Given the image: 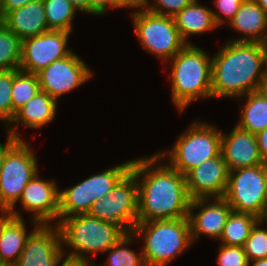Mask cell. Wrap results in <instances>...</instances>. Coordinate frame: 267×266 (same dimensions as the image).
<instances>
[{
    "instance_id": "12",
    "label": "cell",
    "mask_w": 267,
    "mask_h": 266,
    "mask_svg": "<svg viewBox=\"0 0 267 266\" xmlns=\"http://www.w3.org/2000/svg\"><path fill=\"white\" fill-rule=\"evenodd\" d=\"M80 58L72 52L37 72L41 90L58 101L59 97L83 85L93 74Z\"/></svg>"
},
{
    "instance_id": "13",
    "label": "cell",
    "mask_w": 267,
    "mask_h": 266,
    "mask_svg": "<svg viewBox=\"0 0 267 266\" xmlns=\"http://www.w3.org/2000/svg\"><path fill=\"white\" fill-rule=\"evenodd\" d=\"M70 32L49 30L22 41L19 69L36 74L56 60L69 56L67 47Z\"/></svg>"
},
{
    "instance_id": "22",
    "label": "cell",
    "mask_w": 267,
    "mask_h": 266,
    "mask_svg": "<svg viewBox=\"0 0 267 266\" xmlns=\"http://www.w3.org/2000/svg\"><path fill=\"white\" fill-rule=\"evenodd\" d=\"M27 234L25 221L8 213L0 215V263L13 266L24 249Z\"/></svg>"
},
{
    "instance_id": "1",
    "label": "cell",
    "mask_w": 267,
    "mask_h": 266,
    "mask_svg": "<svg viewBox=\"0 0 267 266\" xmlns=\"http://www.w3.org/2000/svg\"><path fill=\"white\" fill-rule=\"evenodd\" d=\"M161 159L156 153L133 160L131 171L138 183L137 223L188 217L191 199L185 175L162 164Z\"/></svg>"
},
{
    "instance_id": "35",
    "label": "cell",
    "mask_w": 267,
    "mask_h": 266,
    "mask_svg": "<svg viewBox=\"0 0 267 266\" xmlns=\"http://www.w3.org/2000/svg\"><path fill=\"white\" fill-rule=\"evenodd\" d=\"M109 7L119 8L115 0H89V14L104 15Z\"/></svg>"
},
{
    "instance_id": "17",
    "label": "cell",
    "mask_w": 267,
    "mask_h": 266,
    "mask_svg": "<svg viewBox=\"0 0 267 266\" xmlns=\"http://www.w3.org/2000/svg\"><path fill=\"white\" fill-rule=\"evenodd\" d=\"M197 208H199V211L194 214L193 209ZM232 211L223 197L214 198L210 201L209 198L191 200L188 219L192 243L196 238L199 239L200 234L219 240Z\"/></svg>"
},
{
    "instance_id": "27",
    "label": "cell",
    "mask_w": 267,
    "mask_h": 266,
    "mask_svg": "<svg viewBox=\"0 0 267 266\" xmlns=\"http://www.w3.org/2000/svg\"><path fill=\"white\" fill-rule=\"evenodd\" d=\"M49 30L72 33V20L79 12L68 0H43Z\"/></svg>"
},
{
    "instance_id": "41",
    "label": "cell",
    "mask_w": 267,
    "mask_h": 266,
    "mask_svg": "<svg viewBox=\"0 0 267 266\" xmlns=\"http://www.w3.org/2000/svg\"><path fill=\"white\" fill-rule=\"evenodd\" d=\"M80 12L89 14V0H68Z\"/></svg>"
},
{
    "instance_id": "45",
    "label": "cell",
    "mask_w": 267,
    "mask_h": 266,
    "mask_svg": "<svg viewBox=\"0 0 267 266\" xmlns=\"http://www.w3.org/2000/svg\"><path fill=\"white\" fill-rule=\"evenodd\" d=\"M263 222H265L266 221V223H267V207H266V211H265V213H264V216H263V218L261 219Z\"/></svg>"
},
{
    "instance_id": "24",
    "label": "cell",
    "mask_w": 267,
    "mask_h": 266,
    "mask_svg": "<svg viewBox=\"0 0 267 266\" xmlns=\"http://www.w3.org/2000/svg\"><path fill=\"white\" fill-rule=\"evenodd\" d=\"M247 97L236 124L251 134H257L267 127V93L261 89L242 96Z\"/></svg>"
},
{
    "instance_id": "21",
    "label": "cell",
    "mask_w": 267,
    "mask_h": 266,
    "mask_svg": "<svg viewBox=\"0 0 267 266\" xmlns=\"http://www.w3.org/2000/svg\"><path fill=\"white\" fill-rule=\"evenodd\" d=\"M229 25L244 36L232 41L267 44V13L255 0H244Z\"/></svg>"
},
{
    "instance_id": "37",
    "label": "cell",
    "mask_w": 267,
    "mask_h": 266,
    "mask_svg": "<svg viewBox=\"0 0 267 266\" xmlns=\"http://www.w3.org/2000/svg\"><path fill=\"white\" fill-rule=\"evenodd\" d=\"M257 145L263 161L267 160V127L256 134Z\"/></svg>"
},
{
    "instance_id": "20",
    "label": "cell",
    "mask_w": 267,
    "mask_h": 266,
    "mask_svg": "<svg viewBox=\"0 0 267 266\" xmlns=\"http://www.w3.org/2000/svg\"><path fill=\"white\" fill-rule=\"evenodd\" d=\"M0 21L21 41L49 31L43 0L10 11Z\"/></svg>"
},
{
    "instance_id": "42",
    "label": "cell",
    "mask_w": 267,
    "mask_h": 266,
    "mask_svg": "<svg viewBox=\"0 0 267 266\" xmlns=\"http://www.w3.org/2000/svg\"><path fill=\"white\" fill-rule=\"evenodd\" d=\"M261 165H262V172H263V177H264V187H265V192H266V197H267V160H265Z\"/></svg>"
},
{
    "instance_id": "6",
    "label": "cell",
    "mask_w": 267,
    "mask_h": 266,
    "mask_svg": "<svg viewBox=\"0 0 267 266\" xmlns=\"http://www.w3.org/2000/svg\"><path fill=\"white\" fill-rule=\"evenodd\" d=\"M221 135L215 126L206 122H194L168 151L157 152L162 160L166 156L167 163L176 171L185 175L188 171L208 159L221 154ZM170 152V153H169Z\"/></svg>"
},
{
    "instance_id": "4",
    "label": "cell",
    "mask_w": 267,
    "mask_h": 266,
    "mask_svg": "<svg viewBox=\"0 0 267 266\" xmlns=\"http://www.w3.org/2000/svg\"><path fill=\"white\" fill-rule=\"evenodd\" d=\"M132 233L144 239L146 266H167L192 244L188 217L139 222Z\"/></svg>"
},
{
    "instance_id": "2",
    "label": "cell",
    "mask_w": 267,
    "mask_h": 266,
    "mask_svg": "<svg viewBox=\"0 0 267 266\" xmlns=\"http://www.w3.org/2000/svg\"><path fill=\"white\" fill-rule=\"evenodd\" d=\"M266 82L267 46L264 43L229 40L212 57V98H242L263 89Z\"/></svg>"
},
{
    "instance_id": "44",
    "label": "cell",
    "mask_w": 267,
    "mask_h": 266,
    "mask_svg": "<svg viewBox=\"0 0 267 266\" xmlns=\"http://www.w3.org/2000/svg\"><path fill=\"white\" fill-rule=\"evenodd\" d=\"M257 4L267 13V0H255Z\"/></svg>"
},
{
    "instance_id": "40",
    "label": "cell",
    "mask_w": 267,
    "mask_h": 266,
    "mask_svg": "<svg viewBox=\"0 0 267 266\" xmlns=\"http://www.w3.org/2000/svg\"><path fill=\"white\" fill-rule=\"evenodd\" d=\"M17 141L12 135L7 133V143L0 142V171L2 168L3 160L5 157L6 151Z\"/></svg>"
},
{
    "instance_id": "14",
    "label": "cell",
    "mask_w": 267,
    "mask_h": 266,
    "mask_svg": "<svg viewBox=\"0 0 267 266\" xmlns=\"http://www.w3.org/2000/svg\"><path fill=\"white\" fill-rule=\"evenodd\" d=\"M54 225H35L13 266H55L64 255L60 229L57 224Z\"/></svg>"
},
{
    "instance_id": "32",
    "label": "cell",
    "mask_w": 267,
    "mask_h": 266,
    "mask_svg": "<svg viewBox=\"0 0 267 266\" xmlns=\"http://www.w3.org/2000/svg\"><path fill=\"white\" fill-rule=\"evenodd\" d=\"M217 260L219 266H249L248 258L241 246L221 244Z\"/></svg>"
},
{
    "instance_id": "9",
    "label": "cell",
    "mask_w": 267,
    "mask_h": 266,
    "mask_svg": "<svg viewBox=\"0 0 267 266\" xmlns=\"http://www.w3.org/2000/svg\"><path fill=\"white\" fill-rule=\"evenodd\" d=\"M136 36L149 53L164 62L172 59L187 43L181 38L174 17L139 9L130 14Z\"/></svg>"
},
{
    "instance_id": "43",
    "label": "cell",
    "mask_w": 267,
    "mask_h": 266,
    "mask_svg": "<svg viewBox=\"0 0 267 266\" xmlns=\"http://www.w3.org/2000/svg\"><path fill=\"white\" fill-rule=\"evenodd\" d=\"M251 266H267V258L259 259V260H253ZM250 266V263H249Z\"/></svg>"
},
{
    "instance_id": "18",
    "label": "cell",
    "mask_w": 267,
    "mask_h": 266,
    "mask_svg": "<svg viewBox=\"0 0 267 266\" xmlns=\"http://www.w3.org/2000/svg\"><path fill=\"white\" fill-rule=\"evenodd\" d=\"M221 154L229 172L261 165L264 162L259 153L256 135L239 128L237 125L229 134L224 135L222 133Z\"/></svg>"
},
{
    "instance_id": "19",
    "label": "cell",
    "mask_w": 267,
    "mask_h": 266,
    "mask_svg": "<svg viewBox=\"0 0 267 266\" xmlns=\"http://www.w3.org/2000/svg\"><path fill=\"white\" fill-rule=\"evenodd\" d=\"M57 103L58 101L56 99L40 90L15 113L14 118L6 126V133L12 135L17 140H22V137L16 131L18 123L24 124L25 127L41 129L42 126L48 124L55 118ZM11 124H14L16 127Z\"/></svg>"
},
{
    "instance_id": "11",
    "label": "cell",
    "mask_w": 267,
    "mask_h": 266,
    "mask_svg": "<svg viewBox=\"0 0 267 266\" xmlns=\"http://www.w3.org/2000/svg\"><path fill=\"white\" fill-rule=\"evenodd\" d=\"M223 198L234 212L249 213L261 220L267 207L262 165L230 171Z\"/></svg>"
},
{
    "instance_id": "28",
    "label": "cell",
    "mask_w": 267,
    "mask_h": 266,
    "mask_svg": "<svg viewBox=\"0 0 267 266\" xmlns=\"http://www.w3.org/2000/svg\"><path fill=\"white\" fill-rule=\"evenodd\" d=\"M22 41L0 21V70L19 69Z\"/></svg>"
},
{
    "instance_id": "30",
    "label": "cell",
    "mask_w": 267,
    "mask_h": 266,
    "mask_svg": "<svg viewBox=\"0 0 267 266\" xmlns=\"http://www.w3.org/2000/svg\"><path fill=\"white\" fill-rule=\"evenodd\" d=\"M262 223V220L255 223L243 245L249 263L253 260L267 258V228H259Z\"/></svg>"
},
{
    "instance_id": "5",
    "label": "cell",
    "mask_w": 267,
    "mask_h": 266,
    "mask_svg": "<svg viewBox=\"0 0 267 266\" xmlns=\"http://www.w3.org/2000/svg\"><path fill=\"white\" fill-rule=\"evenodd\" d=\"M56 224L60 229L63 255H66L64 246L67 245L73 248L68 257L79 258L90 264H93L92 255L106 252L124 236L118 227L88 214L62 218Z\"/></svg>"
},
{
    "instance_id": "3",
    "label": "cell",
    "mask_w": 267,
    "mask_h": 266,
    "mask_svg": "<svg viewBox=\"0 0 267 266\" xmlns=\"http://www.w3.org/2000/svg\"><path fill=\"white\" fill-rule=\"evenodd\" d=\"M211 61L212 57L193 44L170 59L171 98L180 113L196 99L212 98Z\"/></svg>"
},
{
    "instance_id": "7",
    "label": "cell",
    "mask_w": 267,
    "mask_h": 266,
    "mask_svg": "<svg viewBox=\"0 0 267 266\" xmlns=\"http://www.w3.org/2000/svg\"><path fill=\"white\" fill-rule=\"evenodd\" d=\"M33 149L26 140H17L5 153L0 171V210L22 218L14 208L28 182L38 172Z\"/></svg>"
},
{
    "instance_id": "31",
    "label": "cell",
    "mask_w": 267,
    "mask_h": 266,
    "mask_svg": "<svg viewBox=\"0 0 267 266\" xmlns=\"http://www.w3.org/2000/svg\"><path fill=\"white\" fill-rule=\"evenodd\" d=\"M14 78L13 70H0V121L6 126L12 120L11 89Z\"/></svg>"
},
{
    "instance_id": "16",
    "label": "cell",
    "mask_w": 267,
    "mask_h": 266,
    "mask_svg": "<svg viewBox=\"0 0 267 266\" xmlns=\"http://www.w3.org/2000/svg\"><path fill=\"white\" fill-rule=\"evenodd\" d=\"M228 177L229 170L222 154L202 162L185 174L190 199L224 197Z\"/></svg>"
},
{
    "instance_id": "46",
    "label": "cell",
    "mask_w": 267,
    "mask_h": 266,
    "mask_svg": "<svg viewBox=\"0 0 267 266\" xmlns=\"http://www.w3.org/2000/svg\"><path fill=\"white\" fill-rule=\"evenodd\" d=\"M263 90L267 93V82H266L265 86L263 87Z\"/></svg>"
},
{
    "instance_id": "39",
    "label": "cell",
    "mask_w": 267,
    "mask_h": 266,
    "mask_svg": "<svg viewBox=\"0 0 267 266\" xmlns=\"http://www.w3.org/2000/svg\"><path fill=\"white\" fill-rule=\"evenodd\" d=\"M149 0H115L116 4L120 8H140L143 9L146 2Z\"/></svg>"
},
{
    "instance_id": "33",
    "label": "cell",
    "mask_w": 267,
    "mask_h": 266,
    "mask_svg": "<svg viewBox=\"0 0 267 266\" xmlns=\"http://www.w3.org/2000/svg\"><path fill=\"white\" fill-rule=\"evenodd\" d=\"M192 1L193 0H153V3H151L152 5H149L150 3L147 1L144 8L156 14L174 17Z\"/></svg>"
},
{
    "instance_id": "34",
    "label": "cell",
    "mask_w": 267,
    "mask_h": 266,
    "mask_svg": "<svg viewBox=\"0 0 267 266\" xmlns=\"http://www.w3.org/2000/svg\"><path fill=\"white\" fill-rule=\"evenodd\" d=\"M243 1L244 0H215L214 4L217 6L218 13L213 11V17L217 26L223 24L225 19H228L227 22L229 24Z\"/></svg>"
},
{
    "instance_id": "29",
    "label": "cell",
    "mask_w": 267,
    "mask_h": 266,
    "mask_svg": "<svg viewBox=\"0 0 267 266\" xmlns=\"http://www.w3.org/2000/svg\"><path fill=\"white\" fill-rule=\"evenodd\" d=\"M134 237L135 235L132 232L124 234L115 245L107 250L106 252L110 253L104 266H146L142 252L136 254L133 250L127 248L129 244L134 242ZM91 266H94V263Z\"/></svg>"
},
{
    "instance_id": "10",
    "label": "cell",
    "mask_w": 267,
    "mask_h": 266,
    "mask_svg": "<svg viewBox=\"0 0 267 266\" xmlns=\"http://www.w3.org/2000/svg\"><path fill=\"white\" fill-rule=\"evenodd\" d=\"M88 215L118 227L130 234L137 224L138 183L130 170L101 200L95 201Z\"/></svg>"
},
{
    "instance_id": "25",
    "label": "cell",
    "mask_w": 267,
    "mask_h": 266,
    "mask_svg": "<svg viewBox=\"0 0 267 266\" xmlns=\"http://www.w3.org/2000/svg\"><path fill=\"white\" fill-rule=\"evenodd\" d=\"M258 220L260 219L249 213L232 211L219 239L220 244L243 247L252 227Z\"/></svg>"
},
{
    "instance_id": "15",
    "label": "cell",
    "mask_w": 267,
    "mask_h": 266,
    "mask_svg": "<svg viewBox=\"0 0 267 266\" xmlns=\"http://www.w3.org/2000/svg\"><path fill=\"white\" fill-rule=\"evenodd\" d=\"M37 172L25 186L19 198L22 209L32 213L35 225L58 220L60 189L53 180L39 178Z\"/></svg>"
},
{
    "instance_id": "8",
    "label": "cell",
    "mask_w": 267,
    "mask_h": 266,
    "mask_svg": "<svg viewBox=\"0 0 267 266\" xmlns=\"http://www.w3.org/2000/svg\"><path fill=\"white\" fill-rule=\"evenodd\" d=\"M133 160L95 174L75 186L59 192L58 221L87 214L91 205L108 195L113 187L131 170Z\"/></svg>"
},
{
    "instance_id": "38",
    "label": "cell",
    "mask_w": 267,
    "mask_h": 266,
    "mask_svg": "<svg viewBox=\"0 0 267 266\" xmlns=\"http://www.w3.org/2000/svg\"><path fill=\"white\" fill-rule=\"evenodd\" d=\"M62 260H63V256L60 257V259L57 261L55 266H91V264L89 262L84 261V260L79 259V258H73V257L66 256V258L64 257V260L63 261Z\"/></svg>"
},
{
    "instance_id": "36",
    "label": "cell",
    "mask_w": 267,
    "mask_h": 266,
    "mask_svg": "<svg viewBox=\"0 0 267 266\" xmlns=\"http://www.w3.org/2000/svg\"><path fill=\"white\" fill-rule=\"evenodd\" d=\"M35 0H3L0 6V20L10 11L19 9Z\"/></svg>"
},
{
    "instance_id": "23",
    "label": "cell",
    "mask_w": 267,
    "mask_h": 266,
    "mask_svg": "<svg viewBox=\"0 0 267 266\" xmlns=\"http://www.w3.org/2000/svg\"><path fill=\"white\" fill-rule=\"evenodd\" d=\"M174 20L181 38L187 44H193L187 40L190 35H198L218 28L212 9L201 6L198 0H193L184 7L174 16Z\"/></svg>"
},
{
    "instance_id": "26",
    "label": "cell",
    "mask_w": 267,
    "mask_h": 266,
    "mask_svg": "<svg viewBox=\"0 0 267 266\" xmlns=\"http://www.w3.org/2000/svg\"><path fill=\"white\" fill-rule=\"evenodd\" d=\"M41 90L37 74L14 69L11 89L12 119L15 113Z\"/></svg>"
}]
</instances>
